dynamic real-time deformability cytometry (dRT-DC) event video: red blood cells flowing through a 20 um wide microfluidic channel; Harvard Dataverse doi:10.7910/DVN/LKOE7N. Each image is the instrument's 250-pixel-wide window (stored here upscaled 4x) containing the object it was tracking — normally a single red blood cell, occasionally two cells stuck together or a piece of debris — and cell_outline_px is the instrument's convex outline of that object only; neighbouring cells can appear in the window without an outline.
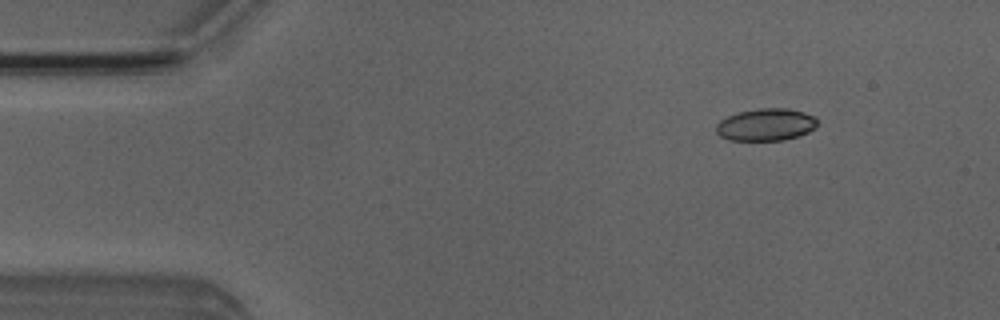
{"species": "Egyptian fruit bat (a non-hibernating species)", "species_latin": "Rousettus aegyptiacus", "temperature_condition": "room temperature", "stored_images_in_passage": 4, "camera_frame_rate_fps": 3000, "um_per_image_px": 0.085, "animal": {"sex": "male"}, "frame": {"image": 1, "passage_image": 2, "time_ms": 1.333, "image_size_px": [1000, 320], "cell_outline_px": [[816, 128], [808, 132], [784, 140], [728, 140], [720, 136], [716, 132], [716, 124], [720, 120], [736, 112], [760, 108], [788, 108], [804, 112], [816, 116]], "centroid_in_image_um": [65.09, 10.58], "position_along_channel_um": 19.9, "area_um2": 19.13}}